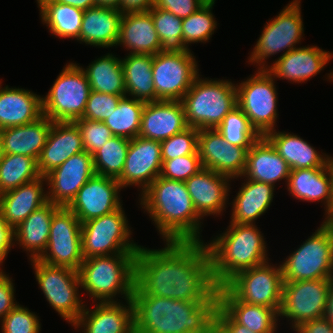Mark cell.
I'll return each mask as SVG.
<instances>
[{"label": "cell", "instance_id": "6f0895ef", "mask_svg": "<svg viewBox=\"0 0 333 333\" xmlns=\"http://www.w3.org/2000/svg\"><path fill=\"white\" fill-rule=\"evenodd\" d=\"M154 6V0H121V12H147Z\"/></svg>", "mask_w": 333, "mask_h": 333}, {"label": "cell", "instance_id": "cb8c5ba5", "mask_svg": "<svg viewBox=\"0 0 333 333\" xmlns=\"http://www.w3.org/2000/svg\"><path fill=\"white\" fill-rule=\"evenodd\" d=\"M332 54L317 46L297 47L276 59L266 70L273 78L301 83L320 73L333 57Z\"/></svg>", "mask_w": 333, "mask_h": 333}, {"label": "cell", "instance_id": "d6a6232c", "mask_svg": "<svg viewBox=\"0 0 333 333\" xmlns=\"http://www.w3.org/2000/svg\"><path fill=\"white\" fill-rule=\"evenodd\" d=\"M217 293L219 305L237 323L255 333H275L277 331L279 313L275 309L237 300L224 286L217 287Z\"/></svg>", "mask_w": 333, "mask_h": 333}, {"label": "cell", "instance_id": "5b68a950", "mask_svg": "<svg viewBox=\"0 0 333 333\" xmlns=\"http://www.w3.org/2000/svg\"><path fill=\"white\" fill-rule=\"evenodd\" d=\"M137 253H121L84 259L78 269L80 285L94 301L116 302V295L132 299Z\"/></svg>", "mask_w": 333, "mask_h": 333}, {"label": "cell", "instance_id": "d6986e66", "mask_svg": "<svg viewBox=\"0 0 333 333\" xmlns=\"http://www.w3.org/2000/svg\"><path fill=\"white\" fill-rule=\"evenodd\" d=\"M93 157L83 151L68 158L63 164L45 175L49 191L48 202L67 207L78 190L94 176Z\"/></svg>", "mask_w": 333, "mask_h": 333}, {"label": "cell", "instance_id": "5bb4252c", "mask_svg": "<svg viewBox=\"0 0 333 333\" xmlns=\"http://www.w3.org/2000/svg\"><path fill=\"white\" fill-rule=\"evenodd\" d=\"M197 64L191 50L153 55L156 101H181L199 75Z\"/></svg>", "mask_w": 333, "mask_h": 333}, {"label": "cell", "instance_id": "f5cc1de1", "mask_svg": "<svg viewBox=\"0 0 333 333\" xmlns=\"http://www.w3.org/2000/svg\"><path fill=\"white\" fill-rule=\"evenodd\" d=\"M12 281V278L0 268V320L18 305L14 299L15 289Z\"/></svg>", "mask_w": 333, "mask_h": 333}, {"label": "cell", "instance_id": "f907efd6", "mask_svg": "<svg viewBox=\"0 0 333 333\" xmlns=\"http://www.w3.org/2000/svg\"><path fill=\"white\" fill-rule=\"evenodd\" d=\"M122 97L91 90L82 118L103 122L114 112Z\"/></svg>", "mask_w": 333, "mask_h": 333}, {"label": "cell", "instance_id": "4dcf8cb0", "mask_svg": "<svg viewBox=\"0 0 333 333\" xmlns=\"http://www.w3.org/2000/svg\"><path fill=\"white\" fill-rule=\"evenodd\" d=\"M118 45L127 48L129 54L155 55L161 51V43L147 12L122 13Z\"/></svg>", "mask_w": 333, "mask_h": 333}, {"label": "cell", "instance_id": "2e32d148", "mask_svg": "<svg viewBox=\"0 0 333 333\" xmlns=\"http://www.w3.org/2000/svg\"><path fill=\"white\" fill-rule=\"evenodd\" d=\"M331 279L283 282L279 316L295 329L302 323L324 317Z\"/></svg>", "mask_w": 333, "mask_h": 333}, {"label": "cell", "instance_id": "e0dca14e", "mask_svg": "<svg viewBox=\"0 0 333 333\" xmlns=\"http://www.w3.org/2000/svg\"><path fill=\"white\" fill-rule=\"evenodd\" d=\"M250 147L229 144L216 129L198 132V152L203 168L230 179L243 177Z\"/></svg>", "mask_w": 333, "mask_h": 333}, {"label": "cell", "instance_id": "7dc6e473", "mask_svg": "<svg viewBox=\"0 0 333 333\" xmlns=\"http://www.w3.org/2000/svg\"><path fill=\"white\" fill-rule=\"evenodd\" d=\"M160 175L169 180L185 182L202 168L199 152L170 160H162Z\"/></svg>", "mask_w": 333, "mask_h": 333}, {"label": "cell", "instance_id": "7bdbcfd3", "mask_svg": "<svg viewBox=\"0 0 333 333\" xmlns=\"http://www.w3.org/2000/svg\"><path fill=\"white\" fill-rule=\"evenodd\" d=\"M152 18L155 30L161 43V52L189 51L183 44V19L173 13L152 7L148 11Z\"/></svg>", "mask_w": 333, "mask_h": 333}, {"label": "cell", "instance_id": "603a6c76", "mask_svg": "<svg viewBox=\"0 0 333 333\" xmlns=\"http://www.w3.org/2000/svg\"><path fill=\"white\" fill-rule=\"evenodd\" d=\"M188 127L181 101L145 102L138 136L163 141Z\"/></svg>", "mask_w": 333, "mask_h": 333}, {"label": "cell", "instance_id": "816d5d0a", "mask_svg": "<svg viewBox=\"0 0 333 333\" xmlns=\"http://www.w3.org/2000/svg\"><path fill=\"white\" fill-rule=\"evenodd\" d=\"M208 0H154V7L169 11L184 19L198 11Z\"/></svg>", "mask_w": 333, "mask_h": 333}, {"label": "cell", "instance_id": "b9f144b4", "mask_svg": "<svg viewBox=\"0 0 333 333\" xmlns=\"http://www.w3.org/2000/svg\"><path fill=\"white\" fill-rule=\"evenodd\" d=\"M130 139L113 136L93 155L94 170L97 175L118 179L124 168Z\"/></svg>", "mask_w": 333, "mask_h": 333}, {"label": "cell", "instance_id": "4316f807", "mask_svg": "<svg viewBox=\"0 0 333 333\" xmlns=\"http://www.w3.org/2000/svg\"><path fill=\"white\" fill-rule=\"evenodd\" d=\"M45 176L0 194V214L14 230L32 212L48 203Z\"/></svg>", "mask_w": 333, "mask_h": 333}, {"label": "cell", "instance_id": "d4e9b609", "mask_svg": "<svg viewBox=\"0 0 333 333\" xmlns=\"http://www.w3.org/2000/svg\"><path fill=\"white\" fill-rule=\"evenodd\" d=\"M287 189L294 198L307 202H324L326 218L331 221L333 201V177L330 161L325 167L291 170Z\"/></svg>", "mask_w": 333, "mask_h": 333}, {"label": "cell", "instance_id": "4fadbf2b", "mask_svg": "<svg viewBox=\"0 0 333 333\" xmlns=\"http://www.w3.org/2000/svg\"><path fill=\"white\" fill-rule=\"evenodd\" d=\"M300 3V0L291 1L273 20L266 23L248 62L258 64V69H267L266 60L270 56L283 51L278 57L281 58L297 48L295 45L301 42L304 34Z\"/></svg>", "mask_w": 333, "mask_h": 333}, {"label": "cell", "instance_id": "83f0119b", "mask_svg": "<svg viewBox=\"0 0 333 333\" xmlns=\"http://www.w3.org/2000/svg\"><path fill=\"white\" fill-rule=\"evenodd\" d=\"M288 163L278 154L275 147L265 137L260 136L247 152L245 179L264 182L275 186L290 175Z\"/></svg>", "mask_w": 333, "mask_h": 333}, {"label": "cell", "instance_id": "f1b7e54d", "mask_svg": "<svg viewBox=\"0 0 333 333\" xmlns=\"http://www.w3.org/2000/svg\"><path fill=\"white\" fill-rule=\"evenodd\" d=\"M122 12L112 7L95 6L84 10L80 43L109 48L117 46Z\"/></svg>", "mask_w": 333, "mask_h": 333}, {"label": "cell", "instance_id": "ffe728a7", "mask_svg": "<svg viewBox=\"0 0 333 333\" xmlns=\"http://www.w3.org/2000/svg\"><path fill=\"white\" fill-rule=\"evenodd\" d=\"M162 162L160 141L137 136L130 139L124 168L117 181L121 188L139 186L142 194L160 175Z\"/></svg>", "mask_w": 333, "mask_h": 333}, {"label": "cell", "instance_id": "ba28073f", "mask_svg": "<svg viewBox=\"0 0 333 333\" xmlns=\"http://www.w3.org/2000/svg\"><path fill=\"white\" fill-rule=\"evenodd\" d=\"M91 87L80 66L69 63L42 97L43 115L52 122H74L83 117Z\"/></svg>", "mask_w": 333, "mask_h": 333}, {"label": "cell", "instance_id": "8fae6325", "mask_svg": "<svg viewBox=\"0 0 333 333\" xmlns=\"http://www.w3.org/2000/svg\"><path fill=\"white\" fill-rule=\"evenodd\" d=\"M274 80L266 69H258L246 81L236 84L238 107L260 136L275 130L277 124L278 93Z\"/></svg>", "mask_w": 333, "mask_h": 333}, {"label": "cell", "instance_id": "6da1fadb", "mask_svg": "<svg viewBox=\"0 0 333 333\" xmlns=\"http://www.w3.org/2000/svg\"><path fill=\"white\" fill-rule=\"evenodd\" d=\"M216 291L204 241H166L165 248L141 246L136 254L133 294L206 302Z\"/></svg>", "mask_w": 333, "mask_h": 333}, {"label": "cell", "instance_id": "7402d4cb", "mask_svg": "<svg viewBox=\"0 0 333 333\" xmlns=\"http://www.w3.org/2000/svg\"><path fill=\"white\" fill-rule=\"evenodd\" d=\"M229 181V177L207 168H202L185 181L194 208L201 218L215 214L217 216L225 210L231 189Z\"/></svg>", "mask_w": 333, "mask_h": 333}, {"label": "cell", "instance_id": "60d3db41", "mask_svg": "<svg viewBox=\"0 0 333 333\" xmlns=\"http://www.w3.org/2000/svg\"><path fill=\"white\" fill-rule=\"evenodd\" d=\"M145 102L124 96L118 106L103 123L114 136L133 139L139 135L141 115Z\"/></svg>", "mask_w": 333, "mask_h": 333}, {"label": "cell", "instance_id": "74e56055", "mask_svg": "<svg viewBox=\"0 0 333 333\" xmlns=\"http://www.w3.org/2000/svg\"><path fill=\"white\" fill-rule=\"evenodd\" d=\"M43 24L50 33L59 38H74L79 41L84 10L54 0H37Z\"/></svg>", "mask_w": 333, "mask_h": 333}, {"label": "cell", "instance_id": "ee69618b", "mask_svg": "<svg viewBox=\"0 0 333 333\" xmlns=\"http://www.w3.org/2000/svg\"><path fill=\"white\" fill-rule=\"evenodd\" d=\"M216 130L226 142L240 147H251L260 137L238 106L227 114Z\"/></svg>", "mask_w": 333, "mask_h": 333}, {"label": "cell", "instance_id": "f6af8a7d", "mask_svg": "<svg viewBox=\"0 0 333 333\" xmlns=\"http://www.w3.org/2000/svg\"><path fill=\"white\" fill-rule=\"evenodd\" d=\"M215 1H208L198 11L182 21L183 44L187 49L189 43H206L217 28V22L212 14Z\"/></svg>", "mask_w": 333, "mask_h": 333}, {"label": "cell", "instance_id": "bcb514c9", "mask_svg": "<svg viewBox=\"0 0 333 333\" xmlns=\"http://www.w3.org/2000/svg\"><path fill=\"white\" fill-rule=\"evenodd\" d=\"M199 129L188 127L170 138L160 141L162 160L175 159L198 152Z\"/></svg>", "mask_w": 333, "mask_h": 333}, {"label": "cell", "instance_id": "1f68e13d", "mask_svg": "<svg viewBox=\"0 0 333 333\" xmlns=\"http://www.w3.org/2000/svg\"><path fill=\"white\" fill-rule=\"evenodd\" d=\"M52 123L43 115L32 123L2 129L3 153L26 155L38 160Z\"/></svg>", "mask_w": 333, "mask_h": 333}, {"label": "cell", "instance_id": "f546056e", "mask_svg": "<svg viewBox=\"0 0 333 333\" xmlns=\"http://www.w3.org/2000/svg\"><path fill=\"white\" fill-rule=\"evenodd\" d=\"M0 130L32 123L43 116L42 97L22 88L1 87Z\"/></svg>", "mask_w": 333, "mask_h": 333}, {"label": "cell", "instance_id": "db71d44e", "mask_svg": "<svg viewBox=\"0 0 333 333\" xmlns=\"http://www.w3.org/2000/svg\"><path fill=\"white\" fill-rule=\"evenodd\" d=\"M217 333H255L246 326L237 323L220 305L216 310Z\"/></svg>", "mask_w": 333, "mask_h": 333}, {"label": "cell", "instance_id": "ab89813d", "mask_svg": "<svg viewBox=\"0 0 333 333\" xmlns=\"http://www.w3.org/2000/svg\"><path fill=\"white\" fill-rule=\"evenodd\" d=\"M41 177L37 160L16 154H4L0 160V194Z\"/></svg>", "mask_w": 333, "mask_h": 333}, {"label": "cell", "instance_id": "11a10c76", "mask_svg": "<svg viewBox=\"0 0 333 333\" xmlns=\"http://www.w3.org/2000/svg\"><path fill=\"white\" fill-rule=\"evenodd\" d=\"M14 245L13 229L6 223L0 214V266Z\"/></svg>", "mask_w": 333, "mask_h": 333}, {"label": "cell", "instance_id": "f35d334b", "mask_svg": "<svg viewBox=\"0 0 333 333\" xmlns=\"http://www.w3.org/2000/svg\"><path fill=\"white\" fill-rule=\"evenodd\" d=\"M84 71L91 90L117 96H126L121 59L113 54L94 60Z\"/></svg>", "mask_w": 333, "mask_h": 333}, {"label": "cell", "instance_id": "94428289", "mask_svg": "<svg viewBox=\"0 0 333 333\" xmlns=\"http://www.w3.org/2000/svg\"><path fill=\"white\" fill-rule=\"evenodd\" d=\"M96 6L112 7L121 11V0H95Z\"/></svg>", "mask_w": 333, "mask_h": 333}, {"label": "cell", "instance_id": "e575fe53", "mask_svg": "<svg viewBox=\"0 0 333 333\" xmlns=\"http://www.w3.org/2000/svg\"><path fill=\"white\" fill-rule=\"evenodd\" d=\"M245 181L232 202L230 223L255 224V220L267 212L273 201V185L249 179Z\"/></svg>", "mask_w": 333, "mask_h": 333}, {"label": "cell", "instance_id": "836d02e7", "mask_svg": "<svg viewBox=\"0 0 333 333\" xmlns=\"http://www.w3.org/2000/svg\"><path fill=\"white\" fill-rule=\"evenodd\" d=\"M59 208L58 205L48 202L32 212L13 230L14 245L16 242L24 251L30 252V260L38 259L46 250L52 217Z\"/></svg>", "mask_w": 333, "mask_h": 333}, {"label": "cell", "instance_id": "c3c4849f", "mask_svg": "<svg viewBox=\"0 0 333 333\" xmlns=\"http://www.w3.org/2000/svg\"><path fill=\"white\" fill-rule=\"evenodd\" d=\"M2 333H40L38 316L24 306L17 305L1 320Z\"/></svg>", "mask_w": 333, "mask_h": 333}, {"label": "cell", "instance_id": "91938a15", "mask_svg": "<svg viewBox=\"0 0 333 333\" xmlns=\"http://www.w3.org/2000/svg\"><path fill=\"white\" fill-rule=\"evenodd\" d=\"M324 317L333 325V277L328 290V300Z\"/></svg>", "mask_w": 333, "mask_h": 333}, {"label": "cell", "instance_id": "8992f818", "mask_svg": "<svg viewBox=\"0 0 333 333\" xmlns=\"http://www.w3.org/2000/svg\"><path fill=\"white\" fill-rule=\"evenodd\" d=\"M181 102L189 127L216 129L238 106L236 85L229 80L202 79L198 75Z\"/></svg>", "mask_w": 333, "mask_h": 333}, {"label": "cell", "instance_id": "52a82bcc", "mask_svg": "<svg viewBox=\"0 0 333 333\" xmlns=\"http://www.w3.org/2000/svg\"><path fill=\"white\" fill-rule=\"evenodd\" d=\"M282 262L283 282L333 277V221L318 229Z\"/></svg>", "mask_w": 333, "mask_h": 333}, {"label": "cell", "instance_id": "680465c9", "mask_svg": "<svg viewBox=\"0 0 333 333\" xmlns=\"http://www.w3.org/2000/svg\"><path fill=\"white\" fill-rule=\"evenodd\" d=\"M58 3L68 4L83 10H87L88 8L95 7V0H54Z\"/></svg>", "mask_w": 333, "mask_h": 333}, {"label": "cell", "instance_id": "484cf974", "mask_svg": "<svg viewBox=\"0 0 333 333\" xmlns=\"http://www.w3.org/2000/svg\"><path fill=\"white\" fill-rule=\"evenodd\" d=\"M83 151L81 133L74 122H53L37 160L39 174L47 175L68 158Z\"/></svg>", "mask_w": 333, "mask_h": 333}, {"label": "cell", "instance_id": "9a60e30c", "mask_svg": "<svg viewBox=\"0 0 333 333\" xmlns=\"http://www.w3.org/2000/svg\"><path fill=\"white\" fill-rule=\"evenodd\" d=\"M81 226V222L71 210L60 207L52 217L46 250L38 260L48 265L78 271L84 261Z\"/></svg>", "mask_w": 333, "mask_h": 333}, {"label": "cell", "instance_id": "681fc988", "mask_svg": "<svg viewBox=\"0 0 333 333\" xmlns=\"http://www.w3.org/2000/svg\"><path fill=\"white\" fill-rule=\"evenodd\" d=\"M74 123L78 126L81 133L84 150L91 155L114 136L111 130L101 121L80 118Z\"/></svg>", "mask_w": 333, "mask_h": 333}, {"label": "cell", "instance_id": "277c9868", "mask_svg": "<svg viewBox=\"0 0 333 333\" xmlns=\"http://www.w3.org/2000/svg\"><path fill=\"white\" fill-rule=\"evenodd\" d=\"M227 231L206 243L211 259V275L217 287L238 272L268 261L263 234L255 224L230 223Z\"/></svg>", "mask_w": 333, "mask_h": 333}, {"label": "cell", "instance_id": "7c38bea8", "mask_svg": "<svg viewBox=\"0 0 333 333\" xmlns=\"http://www.w3.org/2000/svg\"><path fill=\"white\" fill-rule=\"evenodd\" d=\"M237 300L251 305L273 308L278 313L282 305L283 276L279 264L269 261L238 272L223 285Z\"/></svg>", "mask_w": 333, "mask_h": 333}, {"label": "cell", "instance_id": "d590c367", "mask_svg": "<svg viewBox=\"0 0 333 333\" xmlns=\"http://www.w3.org/2000/svg\"><path fill=\"white\" fill-rule=\"evenodd\" d=\"M265 137L275 147L278 154L288 163L291 170L325 167L331 156L322 155L298 135L270 131Z\"/></svg>", "mask_w": 333, "mask_h": 333}, {"label": "cell", "instance_id": "44dd1931", "mask_svg": "<svg viewBox=\"0 0 333 333\" xmlns=\"http://www.w3.org/2000/svg\"><path fill=\"white\" fill-rule=\"evenodd\" d=\"M97 303L91 310L85 305L83 312L72 325L75 329H84V333H134L132 299L126 301L127 305L120 301Z\"/></svg>", "mask_w": 333, "mask_h": 333}, {"label": "cell", "instance_id": "ac0fdd59", "mask_svg": "<svg viewBox=\"0 0 333 333\" xmlns=\"http://www.w3.org/2000/svg\"><path fill=\"white\" fill-rule=\"evenodd\" d=\"M119 182L110 177L95 174L77 192L67 206L82 223L114 212L121 204Z\"/></svg>", "mask_w": 333, "mask_h": 333}, {"label": "cell", "instance_id": "7a4b0ae2", "mask_svg": "<svg viewBox=\"0 0 333 333\" xmlns=\"http://www.w3.org/2000/svg\"><path fill=\"white\" fill-rule=\"evenodd\" d=\"M134 333H213L217 291L206 302L133 294Z\"/></svg>", "mask_w": 333, "mask_h": 333}, {"label": "cell", "instance_id": "be15d7a7", "mask_svg": "<svg viewBox=\"0 0 333 333\" xmlns=\"http://www.w3.org/2000/svg\"><path fill=\"white\" fill-rule=\"evenodd\" d=\"M4 153H3V143H2V133L0 130V160L3 157Z\"/></svg>", "mask_w": 333, "mask_h": 333}, {"label": "cell", "instance_id": "9c48e42d", "mask_svg": "<svg viewBox=\"0 0 333 333\" xmlns=\"http://www.w3.org/2000/svg\"><path fill=\"white\" fill-rule=\"evenodd\" d=\"M126 217L121 206L112 213L82 223L83 258L138 253L141 246L130 240L132 233Z\"/></svg>", "mask_w": 333, "mask_h": 333}, {"label": "cell", "instance_id": "30bf717a", "mask_svg": "<svg viewBox=\"0 0 333 333\" xmlns=\"http://www.w3.org/2000/svg\"><path fill=\"white\" fill-rule=\"evenodd\" d=\"M30 261L47 302L64 320L73 325L85 308L79 295L78 288L81 285L78 271L48 265L38 259Z\"/></svg>", "mask_w": 333, "mask_h": 333}, {"label": "cell", "instance_id": "3957f363", "mask_svg": "<svg viewBox=\"0 0 333 333\" xmlns=\"http://www.w3.org/2000/svg\"><path fill=\"white\" fill-rule=\"evenodd\" d=\"M140 205L153 219L164 241L200 239L201 218L185 182L158 176L141 194Z\"/></svg>", "mask_w": 333, "mask_h": 333}, {"label": "cell", "instance_id": "6125c7cd", "mask_svg": "<svg viewBox=\"0 0 333 333\" xmlns=\"http://www.w3.org/2000/svg\"><path fill=\"white\" fill-rule=\"evenodd\" d=\"M330 169L333 177V157L330 158ZM331 221H333V201H332V207H331Z\"/></svg>", "mask_w": 333, "mask_h": 333}, {"label": "cell", "instance_id": "9f6ffc18", "mask_svg": "<svg viewBox=\"0 0 333 333\" xmlns=\"http://www.w3.org/2000/svg\"><path fill=\"white\" fill-rule=\"evenodd\" d=\"M297 333H333V325L325 318L306 321L294 329Z\"/></svg>", "mask_w": 333, "mask_h": 333}, {"label": "cell", "instance_id": "8d00e7d4", "mask_svg": "<svg viewBox=\"0 0 333 333\" xmlns=\"http://www.w3.org/2000/svg\"><path fill=\"white\" fill-rule=\"evenodd\" d=\"M152 63L150 54H128L121 59L126 96L144 102L156 101Z\"/></svg>", "mask_w": 333, "mask_h": 333}]
</instances>
